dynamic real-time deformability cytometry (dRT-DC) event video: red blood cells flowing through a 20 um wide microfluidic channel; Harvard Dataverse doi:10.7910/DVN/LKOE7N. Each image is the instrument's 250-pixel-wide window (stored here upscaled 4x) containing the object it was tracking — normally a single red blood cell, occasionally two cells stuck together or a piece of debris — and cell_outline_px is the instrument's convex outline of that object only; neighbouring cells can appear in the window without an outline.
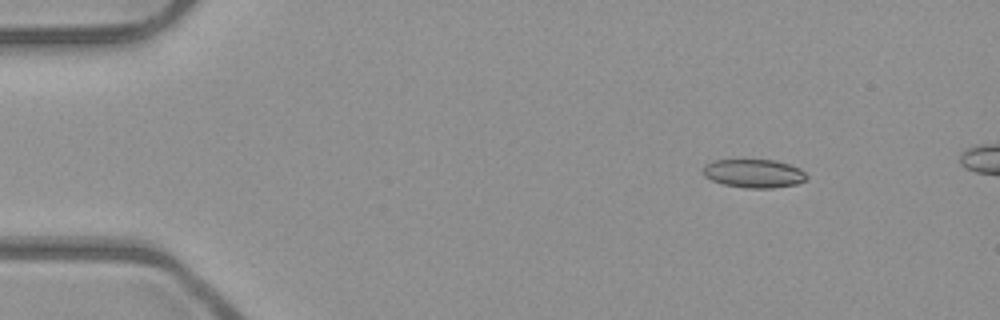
{"species": "common noctule bat (a hibernating species)", "species_latin": "Nyctalus noctula", "temperature_condition": "room temperature", "stored_images_in_passage": 12, "camera_frame_rate_fps": 3000, "um_per_image_px": 0.085, "animal": {"sex": "male", "body_mass_g": 23.1, "forearm_length_mm": 52.7}, "frame": {"image": 1, "passage_image": 4, "time_ms": 1.0, "image_size_px": [1000, 320], "cell_outline_px": [[808, 176], [804, 180], [796, 184], [772, 188], [744, 188], [724, 184], [712, 180], [704, 176], [704, 164], [712, 160], [772, 160], [788, 164], [800, 168]], "centroid_in_image_um": [64.06, 14.74], "position_along_channel_um": 20.9, "area_um2": 17.11}}